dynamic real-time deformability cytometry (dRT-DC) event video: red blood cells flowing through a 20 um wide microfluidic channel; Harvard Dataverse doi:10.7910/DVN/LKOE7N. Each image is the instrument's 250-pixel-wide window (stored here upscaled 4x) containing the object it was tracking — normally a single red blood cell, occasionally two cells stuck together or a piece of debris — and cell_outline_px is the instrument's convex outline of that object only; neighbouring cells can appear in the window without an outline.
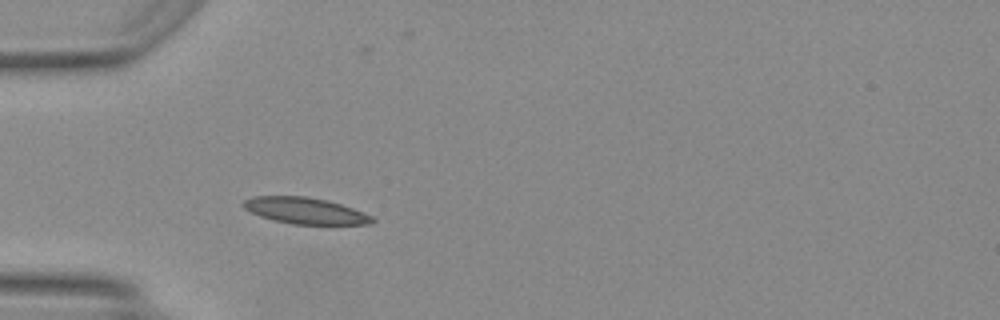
{"species": "Egyptian fruit bat (a non-hibernating species)", "species_latin": "Rousettus aegyptiacus", "temperature_condition": "warm", "stored_images_in_passage": 31, "camera_frame_rate_fps": 3000, "um_per_image_px": 0.085, "animal": {"sex": "female"}, "frame": {"image": 1, "passage_image": 1, "time_ms": 0.0, "image_size_px": [1000, 320], "cell_outline_px": [[376, 220], [372, 224], [292, 224], [260, 216], [244, 208], [240, 204], [244, 200], [252, 196], [304, 196], [328, 200], [352, 208], [372, 216]], "centroid_in_image_um": [25.93, 17.9], "position_along_channel_um": 59.1, "area_um2": 19.65}}
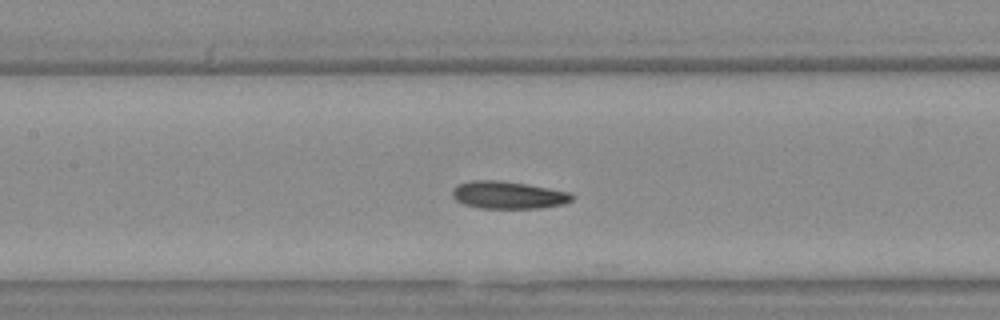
{"frame": {"image": 2, "passage_image": 9, "time_ms": 2.667, "image_size_px": [1000, 320], "cell_outline_px": [[572, 200], [564, 204], [536, 208], [480, 208], [464, 204], [456, 200], [452, 196], [452, 188], [456, 184], [472, 180], [500, 180], [548, 188], [568, 192], [572, 196]], "centroid_in_image_um": [43.12, 16.57], "position_along_channel_um": 164.3, "area_um2": 19.02}}
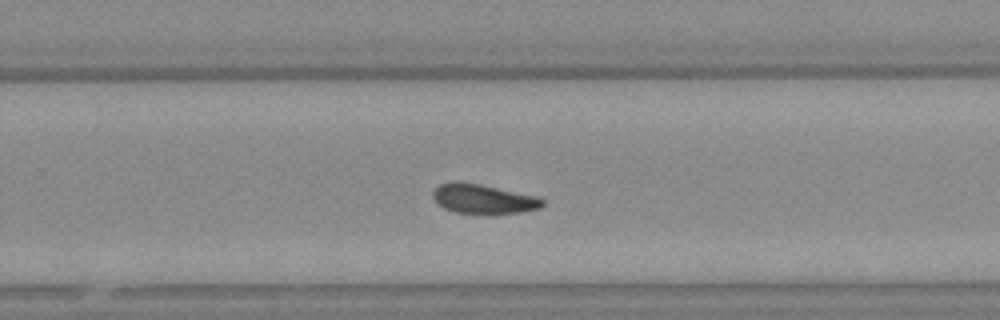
{"frame": {"image": 3, "passage_image": 18, "time_ms": 5.667, "image_size_px": [1000, 320], "cell_outline_px": [[544, 204], [540, 208], [520, 212], [456, 212], [444, 208], [432, 196], [432, 192], [440, 184], [452, 180], [456, 180], [480, 184], [536, 196], [544, 200]], "centroid_in_image_um": [41.06, 16.87], "position_along_channel_um": 288.7, "area_um2": 18.32}}